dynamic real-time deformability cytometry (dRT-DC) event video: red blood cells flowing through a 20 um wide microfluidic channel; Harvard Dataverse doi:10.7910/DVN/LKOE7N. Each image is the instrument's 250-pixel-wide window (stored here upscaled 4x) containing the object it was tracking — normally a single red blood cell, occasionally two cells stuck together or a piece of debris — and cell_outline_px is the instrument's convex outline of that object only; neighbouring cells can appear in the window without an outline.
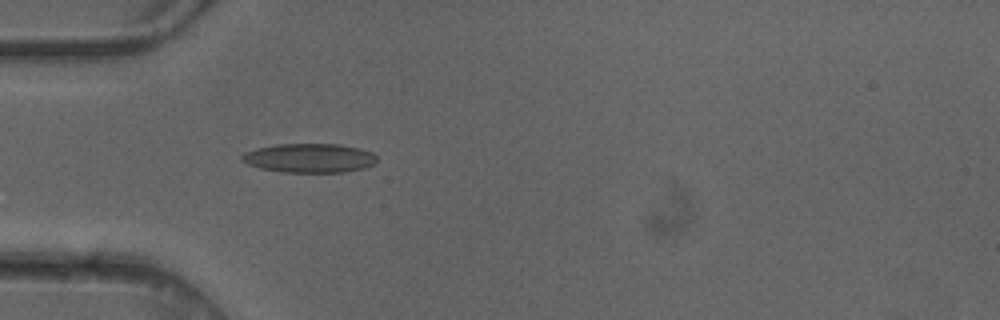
{"species": "common noctule bat (a hibernating species)", "species_latin": "Nyctalus noctula", "temperature_condition": "cold", "stored_images_in_passage": 5, "camera_frame_rate_fps": 3000, "um_per_image_px": 0.085, "animal": {"sex": "female"}, "frame": {"image": 1, "passage_image": 5, "time_ms": 1.333, "image_size_px": [1000, 320], "cell_outline_px": [[376, 160], [372, 164], [364, 168], [344, 172], [280, 172], [260, 168], [248, 164], [240, 160], [240, 156], [244, 152], [256, 148], [276, 144], [340, 144], [360, 148], [372, 152], [376, 156]], "centroid_in_image_um": [26.27, 13.43], "position_along_channel_um": 58.7, "area_um2": 23.0}}